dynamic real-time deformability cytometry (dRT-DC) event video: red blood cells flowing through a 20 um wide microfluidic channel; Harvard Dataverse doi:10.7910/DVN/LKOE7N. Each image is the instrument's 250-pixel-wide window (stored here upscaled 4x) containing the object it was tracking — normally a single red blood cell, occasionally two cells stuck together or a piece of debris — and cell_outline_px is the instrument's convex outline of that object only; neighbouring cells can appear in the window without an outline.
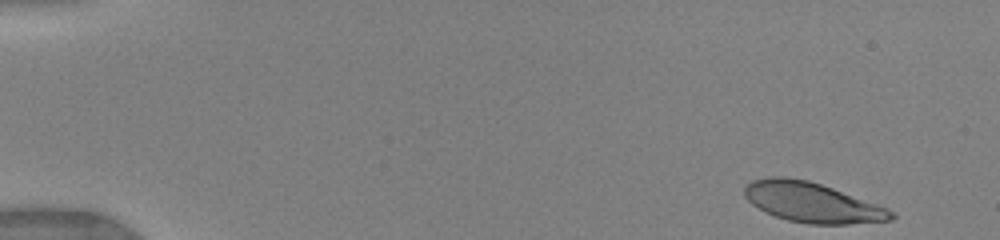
{"species": "human", "species_latin": "Homo sapiens", "temperature_condition": "warm", "stored_images_in_passage": 38, "camera_frame_rate_fps": 3000, "um_per_image_px": 0.085, "donor": {"sex": "female"}, "frame": {"image": 1, "passage_image": 1, "time_ms": 0.0, "image_size_px": [1000, 240], "cell_outline_px": [[896, 216], [892, 220], [848, 224], [808, 224], [788, 220], [776, 216], [752, 204], [744, 196], [744, 188], [752, 180], [768, 176], [784, 176], [808, 180], [832, 188], [888, 208]], "centroid_in_image_um": [69.01, 17.2], "position_along_channel_um": 16.0, "area_um2": 33.87}}
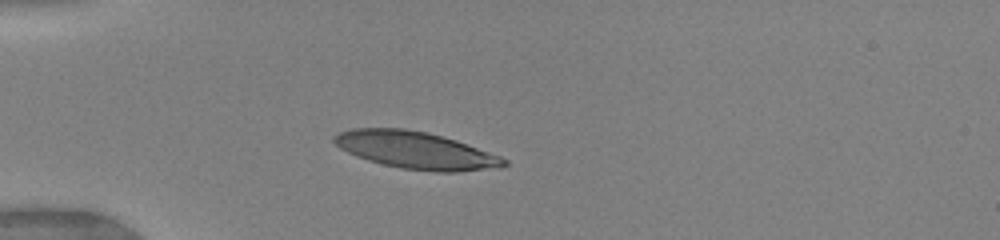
{"frame": {"image": 2, "passage_image": 11, "time_ms": 3.667, "image_size_px": [1000, 240], "cell_outline_px": [[508, 164], [500, 168], [456, 172], [436, 172], [400, 168], [368, 160], [356, 156], [340, 148], [332, 140], [332, 136], [340, 132], [352, 128], [404, 128], [428, 132], [456, 140], [500, 156], [508, 160]], "centroid_in_image_um": [35.35, 12.77], "position_along_channel_um": 49.6, "area_um2": 36.88}}
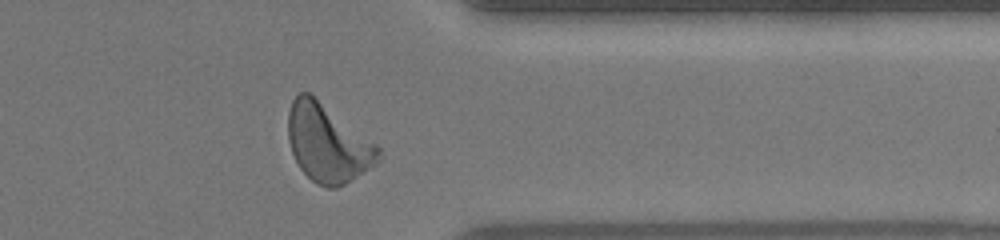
{"frame": {"image": 3, "passage_image": 35, "time_ms": 12.667, "image_size_px": [1000, 240], "cell_outline_px": [[380, 160], [344, 184], [336, 188], [328, 188], [316, 184], [300, 168], [292, 152], [288, 140], [288, 112], [292, 100], [300, 92], [308, 92], [376, 144], [380, 148]], "centroid_in_image_um": [27.82, 12.18], "position_along_channel_um": 383.6, "area_um2": 40.17}, "authors_computed_cell_mechanics": {"area_um2": 37.7434, "velocity_mm_per_s": 3.993, "shape_relaxation_time_tau1_ms": 3.0728, "shape_relaxation_time_tau2_ms": 0.7866, "deformation_change_tau1": 0.1974, "deformation_change_tau2": 0.0868}}